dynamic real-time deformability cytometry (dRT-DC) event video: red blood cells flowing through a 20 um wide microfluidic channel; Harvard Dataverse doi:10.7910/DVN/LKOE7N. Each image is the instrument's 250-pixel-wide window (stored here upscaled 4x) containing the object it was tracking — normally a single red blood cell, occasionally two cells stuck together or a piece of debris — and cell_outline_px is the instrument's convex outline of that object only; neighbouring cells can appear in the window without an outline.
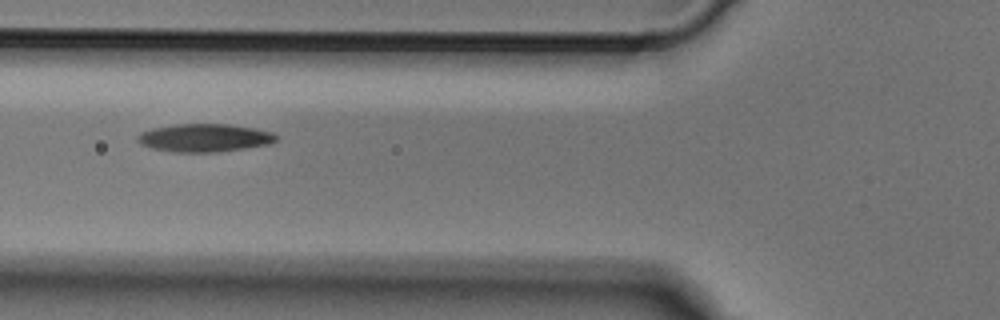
{"species": "Egyptian fruit bat (a non-hibernating species)", "species_latin": "Rousettus aegyptiacus", "temperature_condition": "cold", "stored_images_in_passage": 4, "camera_frame_rate_fps": 3000, "um_per_image_px": 0.085, "animal": {"sex": "male"}, "frame": {"image": 1, "passage_image": 4, "time_ms": 1.0, "image_size_px": [1000, 320], "cell_outline_px": [[280, 136], [272, 144], [216, 152], [172, 152], [152, 148], [140, 144], [136, 140], [136, 136], [140, 132], [152, 128], [176, 124], [228, 124], [256, 128], [272, 132]], "centroid_in_image_um": [17.39, 11.71], "position_along_channel_um": 108.4, "area_um2": 22.89}}